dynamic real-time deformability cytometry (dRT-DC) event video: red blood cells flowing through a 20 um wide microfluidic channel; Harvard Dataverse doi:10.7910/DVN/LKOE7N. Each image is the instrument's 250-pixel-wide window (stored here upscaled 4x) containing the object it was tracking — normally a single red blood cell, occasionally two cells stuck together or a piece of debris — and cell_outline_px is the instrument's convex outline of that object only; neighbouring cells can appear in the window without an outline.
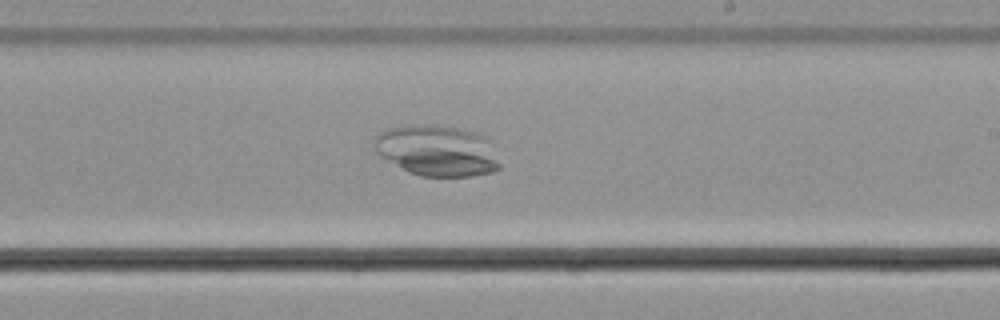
{"species": "common noctule bat (a hibernating species)", "species_latin": "Nyctalus noctula", "temperature_condition": "cold", "stored_images_in_passage": 57, "camera_frame_rate_fps": 3000, "um_per_image_px": 0.085, "animal": {"sex": "male", "body_mass_g": 21.5, "forearm_length_mm": 52.0}, "frame": {"image": 1, "passage_image": 35, "time_ms": 11.333, "image_size_px": [1000, 320], "cell_outline_px": [[500, 168], [492, 172], [472, 176], [420, 176], [408, 172], [380, 156], [376, 152], [376, 136], [384, 128], [408, 124], [436, 124], [476, 132], [484, 136], [488, 140], [500, 164]], "centroid_in_image_um": [37.13, 12.79], "position_along_channel_um": 251.9, "area_um2": 37.34}}
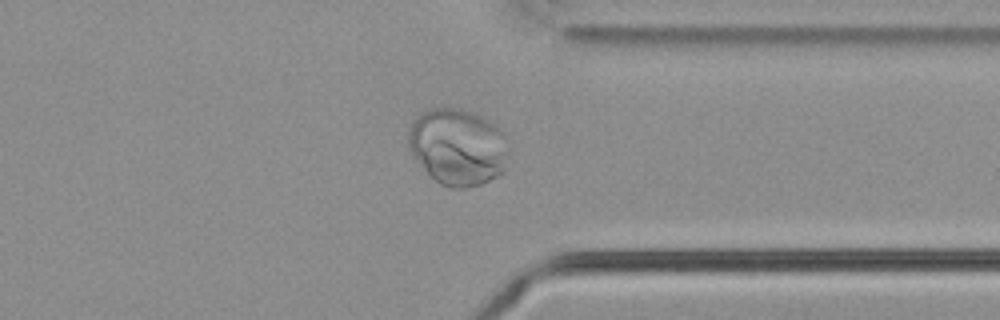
{"frame": {"image": 2, "passage_image": 45, "time_ms": 14.667, "image_size_px": [1000, 320], "cell_outline_px": [[504, 172], [480, 184], [468, 188], [452, 188], [440, 184], [424, 168], [412, 152], [408, 144], [408, 132], [412, 120], [420, 112], [444, 104], [460, 108], [472, 112], [496, 124], [500, 132], [504, 168]], "centroid_in_image_um": [38.81, 12.43], "position_along_channel_um": 372.6, "area_um2": 43.99}}